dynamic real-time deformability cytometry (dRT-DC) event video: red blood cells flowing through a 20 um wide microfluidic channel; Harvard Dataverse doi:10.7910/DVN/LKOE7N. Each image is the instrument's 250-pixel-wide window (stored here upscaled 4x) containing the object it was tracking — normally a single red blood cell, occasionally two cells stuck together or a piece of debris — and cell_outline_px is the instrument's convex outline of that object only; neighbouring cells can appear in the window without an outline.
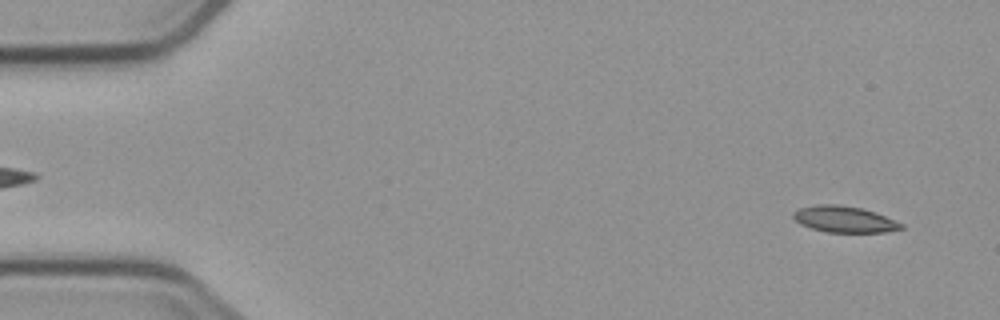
{"species": "common noctule bat (a hibernating species)", "species_latin": "Nyctalus noctula", "temperature_condition": "cold", "stored_images_in_passage": 4, "camera_frame_rate_fps": 3000, "um_per_image_px": 0.085, "animal": {"sex": "male", "body_mass_g": 23.1, "forearm_length_mm": 52.7}, "frame": {"image": 1, "passage_image": 1, "time_ms": 0.0, "image_size_px": [1000, 320], "cell_outline_px": [[904, 228], [884, 232], [824, 232], [800, 224], [792, 216], [792, 212], [800, 208], [816, 204], [836, 204], [860, 208], [876, 212], [904, 224]], "centroid_in_image_um": [71.76, 18.63], "position_along_channel_um": 13.2, "area_um2": 16.53}}